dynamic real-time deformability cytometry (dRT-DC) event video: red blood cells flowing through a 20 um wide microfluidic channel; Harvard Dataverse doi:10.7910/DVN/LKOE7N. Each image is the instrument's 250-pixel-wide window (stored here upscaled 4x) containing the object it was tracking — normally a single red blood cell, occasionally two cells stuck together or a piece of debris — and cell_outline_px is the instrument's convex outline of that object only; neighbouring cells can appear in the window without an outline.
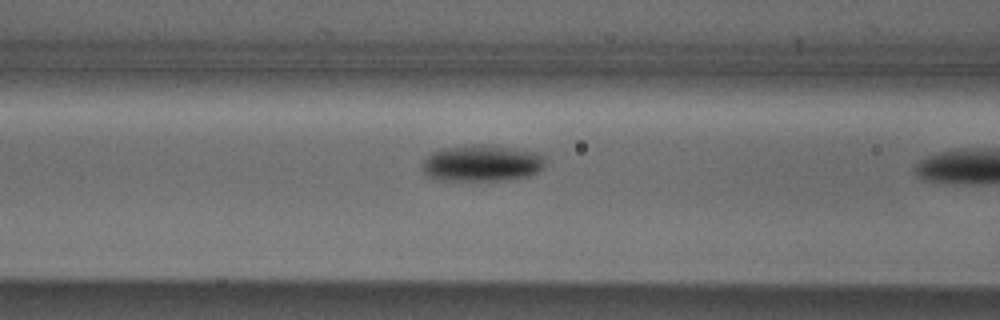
{"species": "Egyptian fruit bat (a non-hibernating species)", "species_latin": "Rousettus aegyptiacus", "temperature_condition": "cold", "stored_images_in_passage": 9, "camera_frame_rate_fps": 3000, "um_per_image_px": 0.085, "animal": {"sex": "male"}, "frame": {"image": 1, "passage_image": 8, "time_ms": 2.333, "image_size_px": [1000, 320], "cell_outline_px": [[544, 168], [528, 176], [500, 180], [440, 180], [428, 176], [424, 172], [420, 164], [432, 152], [444, 148], [464, 144], [484, 144], [516, 148], [540, 152], [544, 156]], "centroid_in_image_um": [40.96, 13.85], "position_along_channel_um": 125.6, "area_um2": 26.41}}